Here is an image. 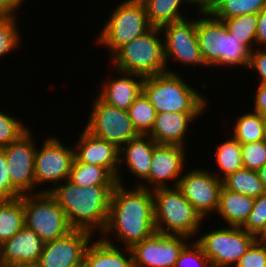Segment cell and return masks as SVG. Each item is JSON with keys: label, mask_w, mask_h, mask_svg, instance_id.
<instances>
[{"label": "cell", "mask_w": 266, "mask_h": 267, "mask_svg": "<svg viewBox=\"0 0 266 267\" xmlns=\"http://www.w3.org/2000/svg\"><path fill=\"white\" fill-rule=\"evenodd\" d=\"M111 233V234H110ZM156 233L152 190L140 186H115L111 194L108 221L100 238H110L131 248ZM109 234V235H108Z\"/></svg>", "instance_id": "1"}, {"label": "cell", "mask_w": 266, "mask_h": 267, "mask_svg": "<svg viewBox=\"0 0 266 267\" xmlns=\"http://www.w3.org/2000/svg\"><path fill=\"white\" fill-rule=\"evenodd\" d=\"M115 186L81 187L65 180L41 192H49L57 201L73 229L85 230L94 235L99 231L101 235L108 221L110 199Z\"/></svg>", "instance_id": "2"}, {"label": "cell", "mask_w": 266, "mask_h": 267, "mask_svg": "<svg viewBox=\"0 0 266 267\" xmlns=\"http://www.w3.org/2000/svg\"><path fill=\"white\" fill-rule=\"evenodd\" d=\"M196 35L204 63L208 67L249 66L250 50L228 33L222 20L210 13H198ZM207 16V17H206Z\"/></svg>", "instance_id": "3"}, {"label": "cell", "mask_w": 266, "mask_h": 267, "mask_svg": "<svg viewBox=\"0 0 266 267\" xmlns=\"http://www.w3.org/2000/svg\"><path fill=\"white\" fill-rule=\"evenodd\" d=\"M143 92L156 113H203L208 106L205 96L170 69L162 74L145 77Z\"/></svg>", "instance_id": "4"}, {"label": "cell", "mask_w": 266, "mask_h": 267, "mask_svg": "<svg viewBox=\"0 0 266 267\" xmlns=\"http://www.w3.org/2000/svg\"><path fill=\"white\" fill-rule=\"evenodd\" d=\"M152 192L156 232L196 238L203 219L181 191L177 187H167Z\"/></svg>", "instance_id": "5"}, {"label": "cell", "mask_w": 266, "mask_h": 267, "mask_svg": "<svg viewBox=\"0 0 266 267\" xmlns=\"http://www.w3.org/2000/svg\"><path fill=\"white\" fill-rule=\"evenodd\" d=\"M162 35L161 28L153 27L144 35L121 46L110 57L115 70L143 77L168 72Z\"/></svg>", "instance_id": "6"}, {"label": "cell", "mask_w": 266, "mask_h": 267, "mask_svg": "<svg viewBox=\"0 0 266 267\" xmlns=\"http://www.w3.org/2000/svg\"><path fill=\"white\" fill-rule=\"evenodd\" d=\"M96 43L108 48L111 57L121 46L150 31L153 26L141 0H123L109 15Z\"/></svg>", "instance_id": "7"}, {"label": "cell", "mask_w": 266, "mask_h": 267, "mask_svg": "<svg viewBox=\"0 0 266 267\" xmlns=\"http://www.w3.org/2000/svg\"><path fill=\"white\" fill-rule=\"evenodd\" d=\"M25 226L44 243L62 238L73 230L64 210L49 192L23 195Z\"/></svg>", "instance_id": "8"}, {"label": "cell", "mask_w": 266, "mask_h": 267, "mask_svg": "<svg viewBox=\"0 0 266 267\" xmlns=\"http://www.w3.org/2000/svg\"><path fill=\"white\" fill-rule=\"evenodd\" d=\"M195 241L202 247L212 267H235L240 258L256 241L242 227L227 226L197 235ZM201 236V237H200Z\"/></svg>", "instance_id": "9"}, {"label": "cell", "mask_w": 266, "mask_h": 267, "mask_svg": "<svg viewBox=\"0 0 266 267\" xmlns=\"http://www.w3.org/2000/svg\"><path fill=\"white\" fill-rule=\"evenodd\" d=\"M85 129L92 135L115 144L119 149L138 136L128 112L105 103L98 95Z\"/></svg>", "instance_id": "10"}, {"label": "cell", "mask_w": 266, "mask_h": 267, "mask_svg": "<svg viewBox=\"0 0 266 267\" xmlns=\"http://www.w3.org/2000/svg\"><path fill=\"white\" fill-rule=\"evenodd\" d=\"M71 147L63 145L56 136L44 139L41 148H37L35 153L36 187L46 184V182H52L53 186H56L61 183L60 181L69 179L75 160V149L74 146Z\"/></svg>", "instance_id": "11"}, {"label": "cell", "mask_w": 266, "mask_h": 267, "mask_svg": "<svg viewBox=\"0 0 266 267\" xmlns=\"http://www.w3.org/2000/svg\"><path fill=\"white\" fill-rule=\"evenodd\" d=\"M208 170L195 168L185 174L183 172L177 184V188L192 204L203 221L210 212L216 213L223 186V181Z\"/></svg>", "instance_id": "12"}, {"label": "cell", "mask_w": 266, "mask_h": 267, "mask_svg": "<svg viewBox=\"0 0 266 267\" xmlns=\"http://www.w3.org/2000/svg\"><path fill=\"white\" fill-rule=\"evenodd\" d=\"M189 19V20H188ZM164 34V56L166 65L171 58L183 65L207 67L201 55L196 35V19H184L161 27ZM173 57V58H172ZM201 65V66H200Z\"/></svg>", "instance_id": "13"}, {"label": "cell", "mask_w": 266, "mask_h": 267, "mask_svg": "<svg viewBox=\"0 0 266 267\" xmlns=\"http://www.w3.org/2000/svg\"><path fill=\"white\" fill-rule=\"evenodd\" d=\"M187 240L191 241L186 236L156 232L130 248L133 267H174Z\"/></svg>", "instance_id": "14"}, {"label": "cell", "mask_w": 266, "mask_h": 267, "mask_svg": "<svg viewBox=\"0 0 266 267\" xmlns=\"http://www.w3.org/2000/svg\"><path fill=\"white\" fill-rule=\"evenodd\" d=\"M32 132L29 129L18 140L1 148L8 164L12 185L22 194H36L34 161L37 150ZM36 189V191H34Z\"/></svg>", "instance_id": "15"}, {"label": "cell", "mask_w": 266, "mask_h": 267, "mask_svg": "<svg viewBox=\"0 0 266 267\" xmlns=\"http://www.w3.org/2000/svg\"><path fill=\"white\" fill-rule=\"evenodd\" d=\"M93 235L85 230L73 229L62 238L44 243L34 267H83L84 255L94 239Z\"/></svg>", "instance_id": "16"}, {"label": "cell", "mask_w": 266, "mask_h": 267, "mask_svg": "<svg viewBox=\"0 0 266 267\" xmlns=\"http://www.w3.org/2000/svg\"><path fill=\"white\" fill-rule=\"evenodd\" d=\"M187 149L177 145H157L152 155L149 176L137 186L154 190L157 188L177 187L185 168ZM169 180L174 183L169 186ZM168 182V183H167Z\"/></svg>", "instance_id": "17"}, {"label": "cell", "mask_w": 266, "mask_h": 267, "mask_svg": "<svg viewBox=\"0 0 266 267\" xmlns=\"http://www.w3.org/2000/svg\"><path fill=\"white\" fill-rule=\"evenodd\" d=\"M74 144L75 157L80 162L107 168L116 177L117 183L123 185L124 178L120 174L122 169L119 163L120 149L115 144L92 135L85 128Z\"/></svg>", "instance_id": "18"}, {"label": "cell", "mask_w": 266, "mask_h": 267, "mask_svg": "<svg viewBox=\"0 0 266 267\" xmlns=\"http://www.w3.org/2000/svg\"><path fill=\"white\" fill-rule=\"evenodd\" d=\"M118 77H109L100 85L98 96L107 104L127 111L143 92L142 75L116 70Z\"/></svg>", "instance_id": "19"}, {"label": "cell", "mask_w": 266, "mask_h": 267, "mask_svg": "<svg viewBox=\"0 0 266 267\" xmlns=\"http://www.w3.org/2000/svg\"><path fill=\"white\" fill-rule=\"evenodd\" d=\"M203 113H156L153 128L149 136L159 145L186 146L189 124Z\"/></svg>", "instance_id": "20"}, {"label": "cell", "mask_w": 266, "mask_h": 267, "mask_svg": "<svg viewBox=\"0 0 266 267\" xmlns=\"http://www.w3.org/2000/svg\"><path fill=\"white\" fill-rule=\"evenodd\" d=\"M43 246L42 239L32 229L24 226L1 245L2 261L35 266L41 256Z\"/></svg>", "instance_id": "21"}, {"label": "cell", "mask_w": 266, "mask_h": 267, "mask_svg": "<svg viewBox=\"0 0 266 267\" xmlns=\"http://www.w3.org/2000/svg\"><path fill=\"white\" fill-rule=\"evenodd\" d=\"M158 144L149 135H138L120 148L119 163H123L139 181L149 176L154 148Z\"/></svg>", "instance_id": "22"}, {"label": "cell", "mask_w": 266, "mask_h": 267, "mask_svg": "<svg viewBox=\"0 0 266 267\" xmlns=\"http://www.w3.org/2000/svg\"><path fill=\"white\" fill-rule=\"evenodd\" d=\"M117 245L112 238L92 241L85 252L83 267H133L131 249L124 246L122 251Z\"/></svg>", "instance_id": "23"}, {"label": "cell", "mask_w": 266, "mask_h": 267, "mask_svg": "<svg viewBox=\"0 0 266 267\" xmlns=\"http://www.w3.org/2000/svg\"><path fill=\"white\" fill-rule=\"evenodd\" d=\"M255 198L236 193L222 186L216 215L229 226L242 227L253 209Z\"/></svg>", "instance_id": "24"}, {"label": "cell", "mask_w": 266, "mask_h": 267, "mask_svg": "<svg viewBox=\"0 0 266 267\" xmlns=\"http://www.w3.org/2000/svg\"><path fill=\"white\" fill-rule=\"evenodd\" d=\"M24 226L23 195L14 199H0V245Z\"/></svg>", "instance_id": "25"}, {"label": "cell", "mask_w": 266, "mask_h": 267, "mask_svg": "<svg viewBox=\"0 0 266 267\" xmlns=\"http://www.w3.org/2000/svg\"><path fill=\"white\" fill-rule=\"evenodd\" d=\"M141 1L145 6L149 22L153 27L161 28L166 24L175 23L186 19L185 15H183L180 10L182 8V4H189V0Z\"/></svg>", "instance_id": "26"}, {"label": "cell", "mask_w": 266, "mask_h": 267, "mask_svg": "<svg viewBox=\"0 0 266 267\" xmlns=\"http://www.w3.org/2000/svg\"><path fill=\"white\" fill-rule=\"evenodd\" d=\"M68 180L81 187L117 185L116 177L107 168L99 165L82 163L76 157Z\"/></svg>", "instance_id": "27"}, {"label": "cell", "mask_w": 266, "mask_h": 267, "mask_svg": "<svg viewBox=\"0 0 266 267\" xmlns=\"http://www.w3.org/2000/svg\"><path fill=\"white\" fill-rule=\"evenodd\" d=\"M215 161L217 163L218 170L221 175L213 171L221 181H223L229 175L235 173L239 169L243 168L242 155H241V143L237 141L232 135L229 139L218 144L215 150Z\"/></svg>", "instance_id": "28"}, {"label": "cell", "mask_w": 266, "mask_h": 267, "mask_svg": "<svg viewBox=\"0 0 266 267\" xmlns=\"http://www.w3.org/2000/svg\"><path fill=\"white\" fill-rule=\"evenodd\" d=\"M223 186L230 191L253 198L266 192L258 172L244 167L226 177L223 180Z\"/></svg>", "instance_id": "29"}, {"label": "cell", "mask_w": 266, "mask_h": 267, "mask_svg": "<svg viewBox=\"0 0 266 267\" xmlns=\"http://www.w3.org/2000/svg\"><path fill=\"white\" fill-rule=\"evenodd\" d=\"M263 120L257 112L242 113L235 120L231 134L241 144L262 141Z\"/></svg>", "instance_id": "30"}, {"label": "cell", "mask_w": 266, "mask_h": 267, "mask_svg": "<svg viewBox=\"0 0 266 267\" xmlns=\"http://www.w3.org/2000/svg\"><path fill=\"white\" fill-rule=\"evenodd\" d=\"M228 33L250 51L256 45L257 14H246L222 20Z\"/></svg>", "instance_id": "31"}, {"label": "cell", "mask_w": 266, "mask_h": 267, "mask_svg": "<svg viewBox=\"0 0 266 267\" xmlns=\"http://www.w3.org/2000/svg\"><path fill=\"white\" fill-rule=\"evenodd\" d=\"M138 135H149L156 119V110L142 92L127 110Z\"/></svg>", "instance_id": "32"}, {"label": "cell", "mask_w": 266, "mask_h": 267, "mask_svg": "<svg viewBox=\"0 0 266 267\" xmlns=\"http://www.w3.org/2000/svg\"><path fill=\"white\" fill-rule=\"evenodd\" d=\"M266 8V0H221L210 12L216 19L223 20L246 14H258Z\"/></svg>", "instance_id": "33"}, {"label": "cell", "mask_w": 266, "mask_h": 267, "mask_svg": "<svg viewBox=\"0 0 266 267\" xmlns=\"http://www.w3.org/2000/svg\"><path fill=\"white\" fill-rule=\"evenodd\" d=\"M17 23L16 16L0 17V57L21 47L23 42L20 37L22 35H20Z\"/></svg>", "instance_id": "34"}, {"label": "cell", "mask_w": 266, "mask_h": 267, "mask_svg": "<svg viewBox=\"0 0 266 267\" xmlns=\"http://www.w3.org/2000/svg\"><path fill=\"white\" fill-rule=\"evenodd\" d=\"M7 114L0 111V149L15 142L29 130L23 121Z\"/></svg>", "instance_id": "35"}, {"label": "cell", "mask_w": 266, "mask_h": 267, "mask_svg": "<svg viewBox=\"0 0 266 267\" xmlns=\"http://www.w3.org/2000/svg\"><path fill=\"white\" fill-rule=\"evenodd\" d=\"M243 167L258 171L266 164V142L241 144Z\"/></svg>", "instance_id": "36"}, {"label": "cell", "mask_w": 266, "mask_h": 267, "mask_svg": "<svg viewBox=\"0 0 266 267\" xmlns=\"http://www.w3.org/2000/svg\"><path fill=\"white\" fill-rule=\"evenodd\" d=\"M193 242V243H192ZM174 267H212L202 247L194 240L181 251Z\"/></svg>", "instance_id": "37"}, {"label": "cell", "mask_w": 266, "mask_h": 267, "mask_svg": "<svg viewBox=\"0 0 266 267\" xmlns=\"http://www.w3.org/2000/svg\"><path fill=\"white\" fill-rule=\"evenodd\" d=\"M266 225V192L255 198L253 209L242 228L257 237Z\"/></svg>", "instance_id": "38"}, {"label": "cell", "mask_w": 266, "mask_h": 267, "mask_svg": "<svg viewBox=\"0 0 266 267\" xmlns=\"http://www.w3.org/2000/svg\"><path fill=\"white\" fill-rule=\"evenodd\" d=\"M235 267H266V246L255 241Z\"/></svg>", "instance_id": "39"}, {"label": "cell", "mask_w": 266, "mask_h": 267, "mask_svg": "<svg viewBox=\"0 0 266 267\" xmlns=\"http://www.w3.org/2000/svg\"><path fill=\"white\" fill-rule=\"evenodd\" d=\"M21 195L11 183L6 155L0 149V199H14Z\"/></svg>", "instance_id": "40"}, {"label": "cell", "mask_w": 266, "mask_h": 267, "mask_svg": "<svg viewBox=\"0 0 266 267\" xmlns=\"http://www.w3.org/2000/svg\"><path fill=\"white\" fill-rule=\"evenodd\" d=\"M248 69L258 72L259 84H266V48L260 47L250 52Z\"/></svg>", "instance_id": "41"}, {"label": "cell", "mask_w": 266, "mask_h": 267, "mask_svg": "<svg viewBox=\"0 0 266 267\" xmlns=\"http://www.w3.org/2000/svg\"><path fill=\"white\" fill-rule=\"evenodd\" d=\"M257 87V91L254 93L253 111L266 118V84H258Z\"/></svg>", "instance_id": "42"}, {"label": "cell", "mask_w": 266, "mask_h": 267, "mask_svg": "<svg viewBox=\"0 0 266 267\" xmlns=\"http://www.w3.org/2000/svg\"><path fill=\"white\" fill-rule=\"evenodd\" d=\"M256 45L257 48L266 47V8L257 14Z\"/></svg>", "instance_id": "43"}, {"label": "cell", "mask_w": 266, "mask_h": 267, "mask_svg": "<svg viewBox=\"0 0 266 267\" xmlns=\"http://www.w3.org/2000/svg\"><path fill=\"white\" fill-rule=\"evenodd\" d=\"M24 0H0V17L16 16ZM16 11V12H15Z\"/></svg>", "instance_id": "44"}, {"label": "cell", "mask_w": 266, "mask_h": 267, "mask_svg": "<svg viewBox=\"0 0 266 267\" xmlns=\"http://www.w3.org/2000/svg\"><path fill=\"white\" fill-rule=\"evenodd\" d=\"M221 0H189L190 5L196 4L197 13H210Z\"/></svg>", "instance_id": "45"}, {"label": "cell", "mask_w": 266, "mask_h": 267, "mask_svg": "<svg viewBox=\"0 0 266 267\" xmlns=\"http://www.w3.org/2000/svg\"><path fill=\"white\" fill-rule=\"evenodd\" d=\"M0 267H34V266L26 263L2 262L0 264Z\"/></svg>", "instance_id": "46"}, {"label": "cell", "mask_w": 266, "mask_h": 267, "mask_svg": "<svg viewBox=\"0 0 266 267\" xmlns=\"http://www.w3.org/2000/svg\"><path fill=\"white\" fill-rule=\"evenodd\" d=\"M257 172L263 184V187L266 190V164L262 168H260Z\"/></svg>", "instance_id": "47"}, {"label": "cell", "mask_w": 266, "mask_h": 267, "mask_svg": "<svg viewBox=\"0 0 266 267\" xmlns=\"http://www.w3.org/2000/svg\"><path fill=\"white\" fill-rule=\"evenodd\" d=\"M256 241L266 246V225L262 230V232L256 237Z\"/></svg>", "instance_id": "48"}, {"label": "cell", "mask_w": 266, "mask_h": 267, "mask_svg": "<svg viewBox=\"0 0 266 267\" xmlns=\"http://www.w3.org/2000/svg\"><path fill=\"white\" fill-rule=\"evenodd\" d=\"M263 141L266 142V118L263 120Z\"/></svg>", "instance_id": "49"}, {"label": "cell", "mask_w": 266, "mask_h": 267, "mask_svg": "<svg viewBox=\"0 0 266 267\" xmlns=\"http://www.w3.org/2000/svg\"><path fill=\"white\" fill-rule=\"evenodd\" d=\"M1 245H0V264L2 263Z\"/></svg>", "instance_id": "50"}]
</instances>
